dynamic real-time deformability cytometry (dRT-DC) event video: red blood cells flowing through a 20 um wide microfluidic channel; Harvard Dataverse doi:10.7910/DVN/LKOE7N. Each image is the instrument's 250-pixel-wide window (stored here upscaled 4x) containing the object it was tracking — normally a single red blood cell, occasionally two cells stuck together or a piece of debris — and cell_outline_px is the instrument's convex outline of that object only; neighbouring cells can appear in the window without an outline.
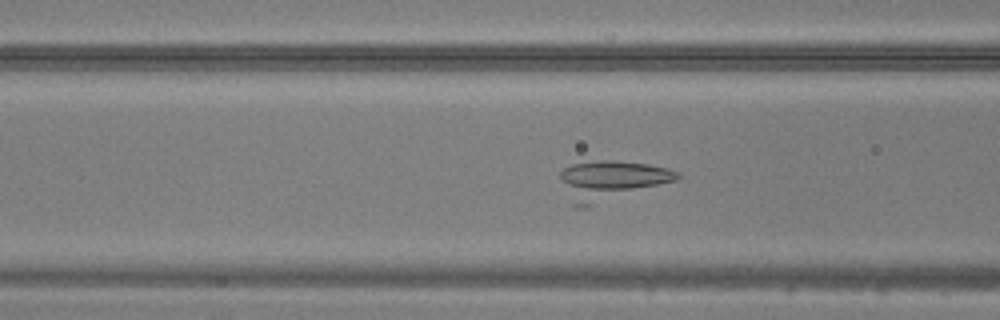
{"species": "common noctule bat (a hibernating species)", "species_latin": "Nyctalus noctula", "temperature_condition": "warm", "stored_images_in_passage": 30, "camera_frame_rate_fps": 3000, "um_per_image_px": 0.085, "animal": {"sex": "male", "body_mass_g": 20.5, "forearm_length_mm": 52.5}, "frame": {"image": 1, "passage_image": 13, "time_ms": 4.0, "image_size_px": [1000, 320], "cell_outline_px": [[680, 176], [676, 180], [588, 208], [572, 208], [560, 176], [560, 172], [564, 168], [572, 164], [604, 160], [612, 160], [648, 164], [668, 168], [680, 172]], "centroid_in_image_um": [51.93, 15.37], "position_along_channel_um": 114.7, "area_um2": 27.11}}
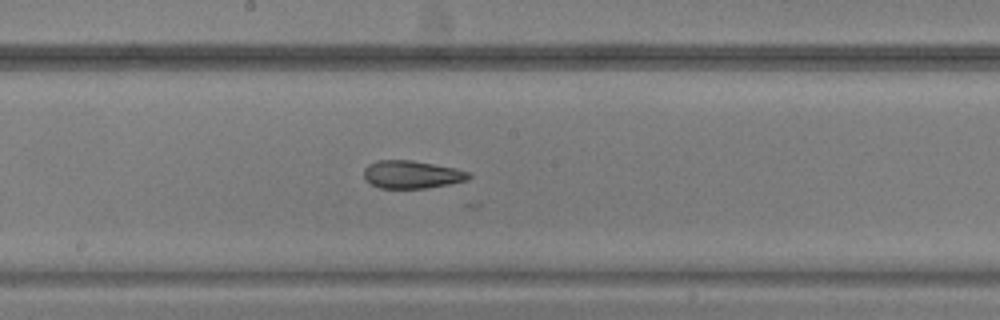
{"frame": {"image": 2, "passage_image": 20, "time_ms": 6.333, "image_size_px": [1000, 320], "cell_outline_px": [[472, 176], [468, 180], [428, 188], [380, 188], [364, 180], [364, 168], [368, 164], [376, 160], [412, 160], [456, 168], [472, 172]], "centroid_in_image_um": [35.02, 14.83], "position_along_channel_um": 213.2, "area_um2": 17.22}}
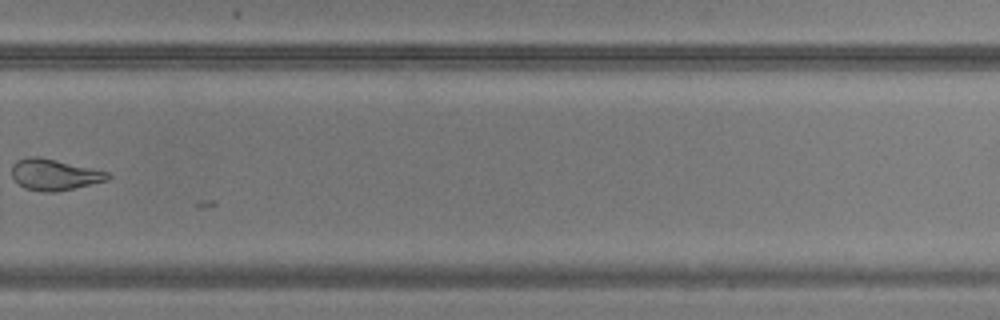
{"frame": {"image": 3, "passage_image": 28, "time_ms": 9.0, "image_size_px": [1000, 320], "cell_outline_px": [[112, 176], [108, 180], [72, 188], [52, 192], [44, 192], [24, 188], [12, 176], [12, 164], [16, 160], [28, 156], [36, 156], [92, 168], [108, 172]], "centroid_in_image_um": [4.6, 14.83], "position_along_channel_um": 325.2, "area_um2": 17.17}}